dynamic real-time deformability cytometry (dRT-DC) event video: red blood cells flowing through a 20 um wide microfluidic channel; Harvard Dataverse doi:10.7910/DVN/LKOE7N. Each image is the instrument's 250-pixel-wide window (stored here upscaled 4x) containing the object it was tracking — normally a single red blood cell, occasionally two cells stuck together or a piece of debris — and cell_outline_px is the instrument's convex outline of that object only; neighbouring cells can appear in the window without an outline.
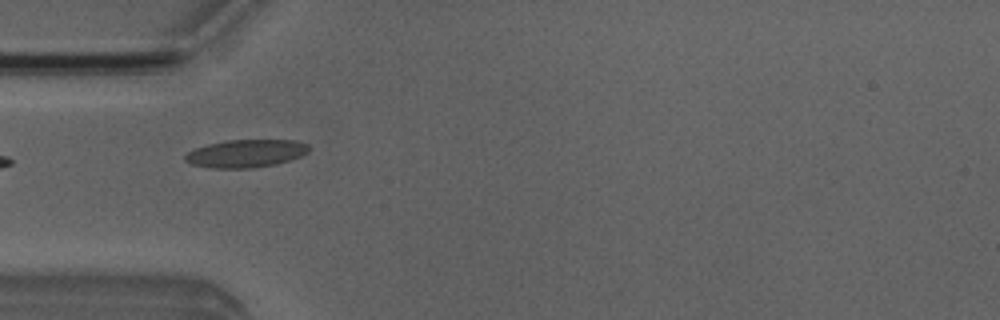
{"species": "Egyptian fruit bat (a non-hibernating species)", "species_latin": "Rousettus aegyptiacus", "temperature_condition": "room temperature", "stored_images_in_passage": 6, "camera_frame_rate_fps": 3000, "um_per_image_px": 0.085, "animal": {"sex": "male"}, "frame": {"image": 1, "passage_image": 4, "time_ms": 3.333, "image_size_px": [1000, 320], "cell_outline_px": [[308, 152], [300, 156], [276, 164], [252, 168], [212, 168], [192, 164], [184, 160], [184, 156], [188, 152], [196, 148], [208, 144], [228, 140], [296, 140], [308, 144]], "centroid_in_image_um": [20.89, 13.04], "position_along_channel_um": 64.1, "area_um2": 19.94}}